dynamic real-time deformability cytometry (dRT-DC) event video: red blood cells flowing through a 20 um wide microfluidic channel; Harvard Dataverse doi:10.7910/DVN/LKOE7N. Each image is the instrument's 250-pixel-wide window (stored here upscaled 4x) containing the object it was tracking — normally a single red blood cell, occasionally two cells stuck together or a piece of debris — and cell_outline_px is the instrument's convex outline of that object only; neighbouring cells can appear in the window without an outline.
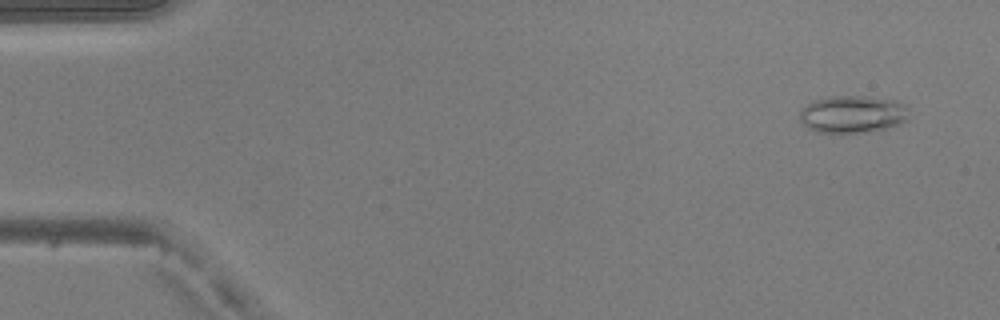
{"species": "common noctule bat (a hibernating species)", "species_latin": "Nyctalus noctula", "temperature_condition": "warm", "stored_images_in_passage": 49, "camera_frame_rate_fps": 3000, "um_per_image_px": 0.085, "animal": {"sex": "male", "body_mass_g": 20.5, "forearm_length_mm": 52.5}, "frame": {"image": 1, "passage_image": 3, "time_ms": 0.667, "image_size_px": [1000, 320], "cell_outline_px": [[908, 120], [900, 124], [888, 128], [864, 132], [816, 132], [808, 128], [800, 120], [800, 108], [816, 100], [832, 96], [868, 96], [896, 100], [904, 104], [908, 108]], "centroid_in_image_um": [72.51, 9.7], "position_along_channel_um": 12.5, "area_um2": 23.87}}
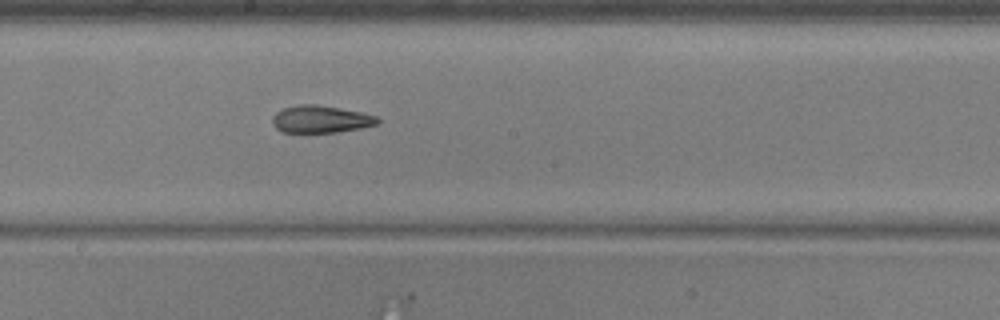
{"frame": {"image": 2, "passage_image": 27, "time_ms": 8.667, "image_size_px": [1000, 320], "cell_outline_px": [[380, 120], [376, 124], [360, 128], [336, 132], [280, 132], [272, 124], [272, 116], [276, 112], [284, 108], [296, 104], [316, 104], [340, 108], [360, 112], [376, 116]], "centroid_in_image_um": [27.21, 10.12], "position_along_channel_um": 221.0, "area_um2": 16.7}}
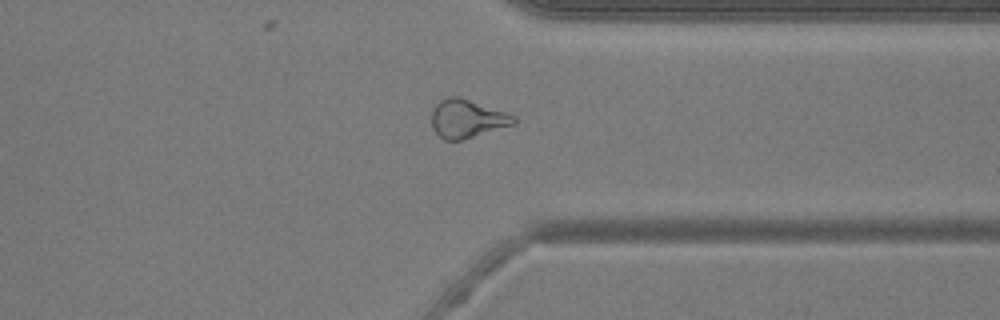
{"frame": {"image": 3, "passage_image": 38, "time_ms": 12.333, "image_size_px": [1000, 320], "cell_outline_px": [[516, 124], [464, 140], [444, 140], [432, 128], [432, 108], [440, 100], [448, 96], [460, 96], [508, 112], [516, 116]], "centroid_in_image_um": [39.74, 10.08], "position_along_channel_um": 371.7, "area_um2": 18.79}, "authors_computed_cell_mechanics": {"area_um2": 19.1318, "velocity_mm_per_s": 4.1651, "shape_relaxation_time_tau1_ms": null, "shape_relaxation_time_tau2_ms": 3.7545, "deformation_change_tau1": null, "deformation_change_tau2": 0.1314}}